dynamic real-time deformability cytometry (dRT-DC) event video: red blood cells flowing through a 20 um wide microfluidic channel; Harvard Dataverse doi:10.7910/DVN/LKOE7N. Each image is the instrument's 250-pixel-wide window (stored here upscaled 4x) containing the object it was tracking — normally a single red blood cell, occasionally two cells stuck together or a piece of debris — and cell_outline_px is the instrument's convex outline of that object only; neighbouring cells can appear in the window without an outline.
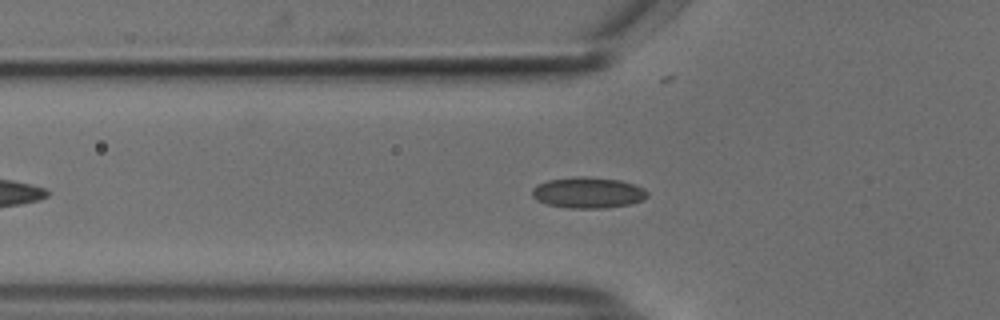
{"species": "common noctule bat (a hibernating species)", "species_latin": "Nyctalus noctula", "temperature_condition": "cold", "stored_images_in_passage": 41, "camera_frame_rate_fps": 3000, "um_per_image_px": 0.085, "animal": {"sex": "male", "body_mass_g": 18.8}, "frame": {"image": 1, "passage_image": 9, "time_ms": 2.667, "image_size_px": [1000, 320], "cell_outline_px": [[648, 196], [644, 200], [628, 204], [604, 208], [568, 208], [548, 204], [536, 200], [532, 196], [532, 188], [548, 180], [576, 176], [580, 176], [620, 180], [644, 188], [648, 192]], "centroid_in_image_um": [49.99, 16.38], "position_along_channel_um": 75.8, "area_um2": 20.69}}
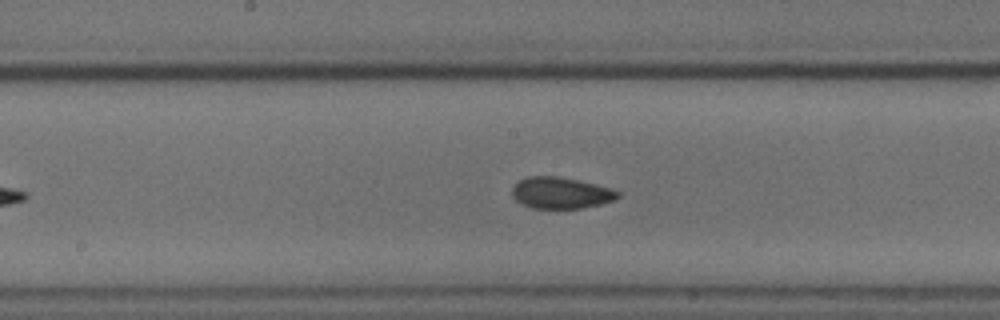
{"frame": {"image": 2, "passage_image": 19, "time_ms": 6.0, "image_size_px": [1000, 320], "cell_outline_px": [[620, 196], [616, 200], [600, 204], [580, 208], [532, 208], [520, 204], [512, 196], [512, 188], [520, 180], [528, 176], [556, 176], [576, 180], [612, 188], [620, 192]], "centroid_in_image_um": [47.67, 16.4], "position_along_channel_um": 200.5, "area_um2": 19.31}}
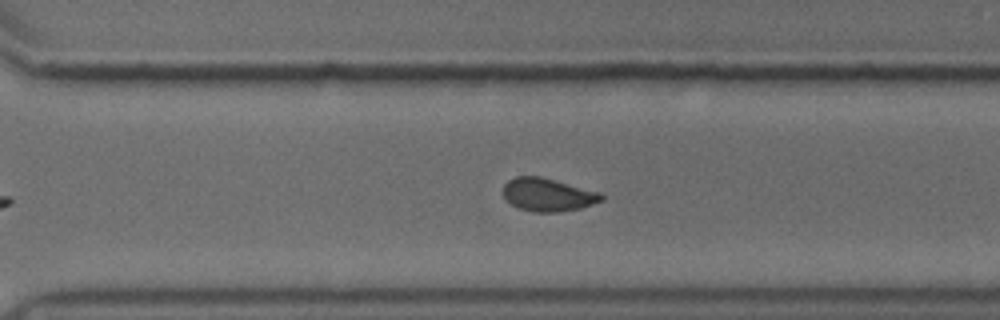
{"frame": {"image": 3, "passage_image": 29, "time_ms": 9.333, "image_size_px": [1000, 320], "cell_outline_px": [[604, 200], [580, 208], [560, 212], [532, 212], [520, 208], [504, 200], [504, 184], [508, 180], [516, 176], [540, 176], [600, 192], [604, 196]], "centroid_in_image_um": [46.56, 16.55], "position_along_channel_um": 324.0, "area_um2": 18.96}, "authors_computed_cell_mechanics": {"area_um2": 19.5364, "velocity_mm_per_s": 3.7154, "shape_relaxation_time_tau1_ms": 5.5567, "shape_relaxation_time_tau2_ms": 1.274, "deformation_change_tau1": 0.0844, "deformation_change_tau2": 0.0422}}